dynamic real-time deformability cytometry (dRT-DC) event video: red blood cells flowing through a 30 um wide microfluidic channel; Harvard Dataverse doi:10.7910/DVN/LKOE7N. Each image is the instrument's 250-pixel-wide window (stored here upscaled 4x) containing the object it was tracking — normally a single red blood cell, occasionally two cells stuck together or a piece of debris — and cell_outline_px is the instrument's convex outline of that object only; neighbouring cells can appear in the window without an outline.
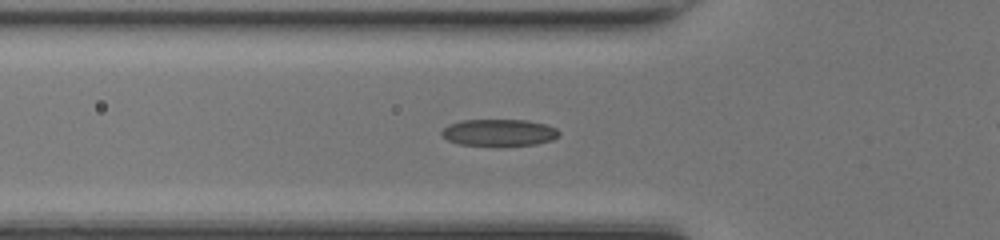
{"species": "common noctule bat (a hibernating species)", "species_latin": "Nyctalus noctula", "temperature_condition": "room temperature", "stored_images_in_passage": 41, "camera_frame_rate_fps": 3000, "um_per_image_px": 0.085, "animal": {"sex": "female", "body_mass_g": 17.0, "forearm_length_mm": 48.0}, "frame": {"image": 1, "passage_image": 16, "time_ms": 5.0, "image_size_px": [1000, 240], "cell_outline_px": [[560, 136], [552, 140], [536, 144], [500, 148], [460, 144], [448, 140], [440, 132], [448, 124], [460, 120], [528, 120], [548, 124], [556, 128], [560, 132]], "centroid_in_image_um": [42.46, 11.3], "position_along_channel_um": 83.3, "area_um2": 19.13}}
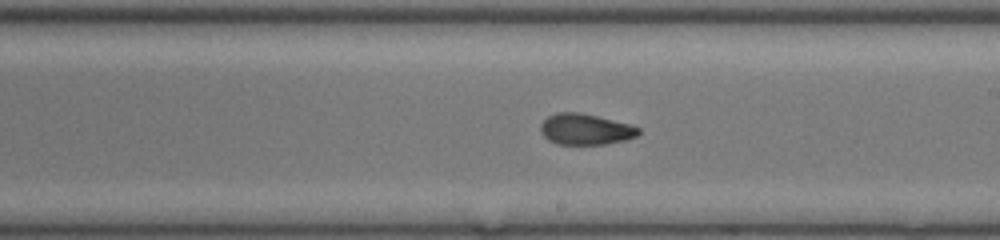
{"frame": {"image": 2, "passage_image": 27, "time_ms": 8.667, "image_size_px": [1000, 240], "cell_outline_px": [[640, 132], [636, 136], [624, 140], [604, 144], [556, 144], [548, 140], [540, 132], [540, 124], [548, 116], [556, 112], [580, 112], [632, 124], [640, 128]], "centroid_in_image_um": [49.75, 10.98], "position_along_channel_um": 239.2, "area_um2": 17.8}}
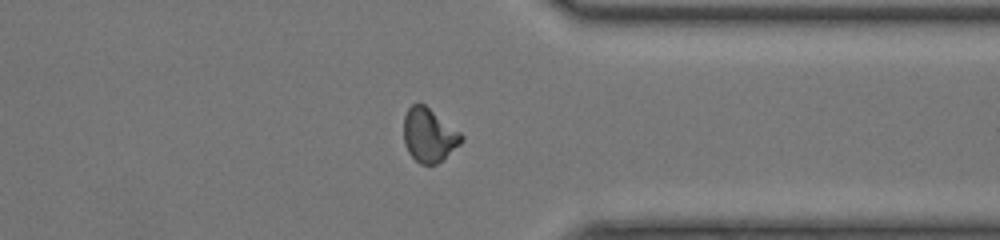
{"frame": {"image": 3, "passage_image": 37, "time_ms": 12.0, "image_size_px": [1000, 240], "cell_outline_px": [[464, 140], [460, 144], [436, 164], [420, 164], [408, 152], [404, 144], [404, 116], [408, 108], [412, 104], [424, 104], [460, 132], [464, 136]], "centroid_in_image_um": [36.45, 11.48], "position_along_channel_um": 374.9, "area_um2": 17.86}}